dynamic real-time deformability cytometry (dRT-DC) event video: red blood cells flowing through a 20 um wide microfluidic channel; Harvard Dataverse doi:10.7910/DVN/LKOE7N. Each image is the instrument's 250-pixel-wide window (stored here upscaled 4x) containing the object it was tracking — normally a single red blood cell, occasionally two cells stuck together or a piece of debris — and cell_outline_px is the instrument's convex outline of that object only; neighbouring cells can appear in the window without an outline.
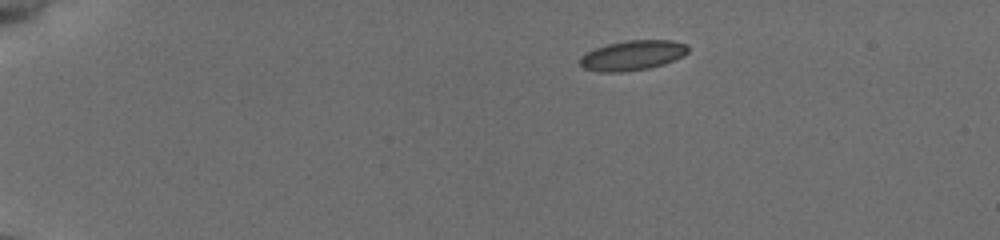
{"species": "common noctule bat (a hibernating species)", "species_latin": "Nyctalus noctula", "temperature_condition": "cold", "stored_images_in_passage": 44, "camera_frame_rate_fps": 3000, "um_per_image_px": 0.085, "animal": {"sex": "female", "body_mass_g": 19.5, "forearm_length_mm": 54.1}, "frame": {"image": 1, "passage_image": 1, "time_ms": 0.0, "image_size_px": [1000, 240], "cell_outline_px": [[688, 52], [684, 56], [664, 64], [648, 68], [624, 72], [600, 72], [584, 68], [580, 64], [580, 56], [596, 48], [608, 44], [628, 40], [672, 40], [688, 44]], "centroid_in_image_um": [53.8, 4.7], "position_along_channel_um": 31.2, "area_um2": 18.84}}
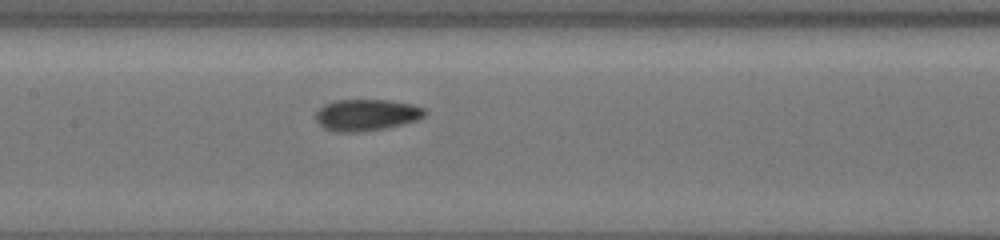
{"frame": {"image": 2, "passage_image": 19, "time_ms": 6.0, "image_size_px": [1000, 240], "cell_outline_px": [[428, 112], [424, 116], [416, 120], [384, 128], [356, 132], [332, 132], [324, 128], [316, 120], [316, 112], [324, 104], [336, 100], [388, 100], [412, 104], [424, 108]], "centroid_in_image_um": [31.13, 9.76], "position_along_channel_um": 176.3, "area_um2": 19.94}}
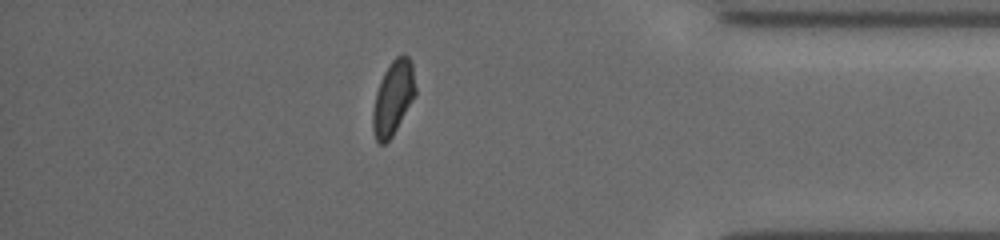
{"frame": {"image": 3, "passage_image": 38, "time_ms": 12.333, "image_size_px": [1000, 240], "cell_outline_px": [[416, 92], [392, 136], [384, 144], [380, 144], [376, 140], [372, 128], [372, 112], [376, 92], [380, 80], [384, 72], [392, 60], [400, 52], [404, 52], [412, 60], [416, 88]], "centroid_in_image_um": [33.41, 8.25], "position_along_channel_um": 401.8, "area_um2": 18.44}, "authors_computed_cell_mechanics": {"area_um2": 18.8428, "velocity_mm_per_s": 3.9203, "shape_relaxation_time_tau1_ms": 5.9565, "shape_relaxation_time_tau2_ms": 1.5324, "deformation_change_tau1": 0.1179, "deformation_change_tau2": 0.0633}}